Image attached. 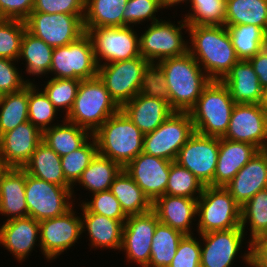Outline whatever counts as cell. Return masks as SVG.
<instances>
[{
	"mask_svg": "<svg viewBox=\"0 0 267 267\" xmlns=\"http://www.w3.org/2000/svg\"><path fill=\"white\" fill-rule=\"evenodd\" d=\"M188 52L211 80L221 81L239 61L225 25H188Z\"/></svg>",
	"mask_w": 267,
	"mask_h": 267,
	"instance_id": "1",
	"label": "cell"
},
{
	"mask_svg": "<svg viewBox=\"0 0 267 267\" xmlns=\"http://www.w3.org/2000/svg\"><path fill=\"white\" fill-rule=\"evenodd\" d=\"M158 63L164 72L171 109L189 112L211 79L189 52L179 57L163 59Z\"/></svg>",
	"mask_w": 267,
	"mask_h": 267,
	"instance_id": "2",
	"label": "cell"
},
{
	"mask_svg": "<svg viewBox=\"0 0 267 267\" xmlns=\"http://www.w3.org/2000/svg\"><path fill=\"white\" fill-rule=\"evenodd\" d=\"M98 154L123 168L143 151L144 134L120 109L93 134Z\"/></svg>",
	"mask_w": 267,
	"mask_h": 267,
	"instance_id": "3",
	"label": "cell"
},
{
	"mask_svg": "<svg viewBox=\"0 0 267 267\" xmlns=\"http://www.w3.org/2000/svg\"><path fill=\"white\" fill-rule=\"evenodd\" d=\"M235 104L228 87L222 81L211 80L189 111L194 130L206 136L223 137Z\"/></svg>",
	"mask_w": 267,
	"mask_h": 267,
	"instance_id": "4",
	"label": "cell"
},
{
	"mask_svg": "<svg viewBox=\"0 0 267 267\" xmlns=\"http://www.w3.org/2000/svg\"><path fill=\"white\" fill-rule=\"evenodd\" d=\"M120 108L103 82L96 76L81 80L73 106L69 113L64 115V119L93 134Z\"/></svg>",
	"mask_w": 267,
	"mask_h": 267,
	"instance_id": "5",
	"label": "cell"
},
{
	"mask_svg": "<svg viewBox=\"0 0 267 267\" xmlns=\"http://www.w3.org/2000/svg\"><path fill=\"white\" fill-rule=\"evenodd\" d=\"M197 233L241 228V206L224 187L204 186L197 199Z\"/></svg>",
	"mask_w": 267,
	"mask_h": 267,
	"instance_id": "6",
	"label": "cell"
},
{
	"mask_svg": "<svg viewBox=\"0 0 267 267\" xmlns=\"http://www.w3.org/2000/svg\"><path fill=\"white\" fill-rule=\"evenodd\" d=\"M72 186H59L26 173L25 196L28 216L38 222L64 215L75 206Z\"/></svg>",
	"mask_w": 267,
	"mask_h": 267,
	"instance_id": "7",
	"label": "cell"
},
{
	"mask_svg": "<svg viewBox=\"0 0 267 267\" xmlns=\"http://www.w3.org/2000/svg\"><path fill=\"white\" fill-rule=\"evenodd\" d=\"M177 24L161 19L147 25L139 36L140 56L148 62L158 63L166 58L185 55L189 44L182 31H188V24L184 19Z\"/></svg>",
	"mask_w": 267,
	"mask_h": 267,
	"instance_id": "8",
	"label": "cell"
},
{
	"mask_svg": "<svg viewBox=\"0 0 267 267\" xmlns=\"http://www.w3.org/2000/svg\"><path fill=\"white\" fill-rule=\"evenodd\" d=\"M93 43L85 32L66 46L55 47L49 74L52 78L85 80L97 76Z\"/></svg>",
	"mask_w": 267,
	"mask_h": 267,
	"instance_id": "9",
	"label": "cell"
},
{
	"mask_svg": "<svg viewBox=\"0 0 267 267\" xmlns=\"http://www.w3.org/2000/svg\"><path fill=\"white\" fill-rule=\"evenodd\" d=\"M195 132L189 112L174 111L156 130L143 137V153L175 161Z\"/></svg>",
	"mask_w": 267,
	"mask_h": 267,
	"instance_id": "10",
	"label": "cell"
},
{
	"mask_svg": "<svg viewBox=\"0 0 267 267\" xmlns=\"http://www.w3.org/2000/svg\"><path fill=\"white\" fill-rule=\"evenodd\" d=\"M84 30L92 40L98 66L140 56V35L134 30V25Z\"/></svg>",
	"mask_w": 267,
	"mask_h": 267,
	"instance_id": "11",
	"label": "cell"
},
{
	"mask_svg": "<svg viewBox=\"0 0 267 267\" xmlns=\"http://www.w3.org/2000/svg\"><path fill=\"white\" fill-rule=\"evenodd\" d=\"M84 15L31 12L25 20L26 30L53 48L66 46L85 33Z\"/></svg>",
	"mask_w": 267,
	"mask_h": 267,
	"instance_id": "12",
	"label": "cell"
},
{
	"mask_svg": "<svg viewBox=\"0 0 267 267\" xmlns=\"http://www.w3.org/2000/svg\"><path fill=\"white\" fill-rule=\"evenodd\" d=\"M201 236V262L200 267H232L243 243H248L247 252L241 255L242 261L250 266V241L244 242L245 233L241 228L212 231ZM202 241V242H201ZM203 243V244H202ZM242 247V248H241Z\"/></svg>",
	"mask_w": 267,
	"mask_h": 267,
	"instance_id": "13",
	"label": "cell"
},
{
	"mask_svg": "<svg viewBox=\"0 0 267 267\" xmlns=\"http://www.w3.org/2000/svg\"><path fill=\"white\" fill-rule=\"evenodd\" d=\"M149 62L142 56L98 66L97 76L121 107L139 92L142 73Z\"/></svg>",
	"mask_w": 267,
	"mask_h": 267,
	"instance_id": "14",
	"label": "cell"
},
{
	"mask_svg": "<svg viewBox=\"0 0 267 267\" xmlns=\"http://www.w3.org/2000/svg\"><path fill=\"white\" fill-rule=\"evenodd\" d=\"M74 206L64 215L39 222L40 249L47 261L56 259L81 239V216Z\"/></svg>",
	"mask_w": 267,
	"mask_h": 267,
	"instance_id": "15",
	"label": "cell"
},
{
	"mask_svg": "<svg viewBox=\"0 0 267 267\" xmlns=\"http://www.w3.org/2000/svg\"><path fill=\"white\" fill-rule=\"evenodd\" d=\"M219 146L220 138L195 131L179 150L175 162L188 169L204 186L212 187Z\"/></svg>",
	"mask_w": 267,
	"mask_h": 267,
	"instance_id": "16",
	"label": "cell"
},
{
	"mask_svg": "<svg viewBox=\"0 0 267 267\" xmlns=\"http://www.w3.org/2000/svg\"><path fill=\"white\" fill-rule=\"evenodd\" d=\"M159 223L156 213L149 212L128 216L123 225L120 251L125 252L127 262L147 267L150 261L152 238Z\"/></svg>",
	"mask_w": 267,
	"mask_h": 267,
	"instance_id": "17",
	"label": "cell"
},
{
	"mask_svg": "<svg viewBox=\"0 0 267 267\" xmlns=\"http://www.w3.org/2000/svg\"><path fill=\"white\" fill-rule=\"evenodd\" d=\"M222 138L249 143L262 150L267 141V109L262 104H235Z\"/></svg>",
	"mask_w": 267,
	"mask_h": 267,
	"instance_id": "18",
	"label": "cell"
},
{
	"mask_svg": "<svg viewBox=\"0 0 267 267\" xmlns=\"http://www.w3.org/2000/svg\"><path fill=\"white\" fill-rule=\"evenodd\" d=\"M171 162L142 152L123 169L153 203L165 195Z\"/></svg>",
	"mask_w": 267,
	"mask_h": 267,
	"instance_id": "19",
	"label": "cell"
},
{
	"mask_svg": "<svg viewBox=\"0 0 267 267\" xmlns=\"http://www.w3.org/2000/svg\"><path fill=\"white\" fill-rule=\"evenodd\" d=\"M43 141V132L29 121L0 136V160L10 168H23Z\"/></svg>",
	"mask_w": 267,
	"mask_h": 267,
	"instance_id": "20",
	"label": "cell"
},
{
	"mask_svg": "<svg viewBox=\"0 0 267 267\" xmlns=\"http://www.w3.org/2000/svg\"><path fill=\"white\" fill-rule=\"evenodd\" d=\"M1 245L13 254L17 262L25 261L35 246L40 248L39 222L30 216L3 221L0 226Z\"/></svg>",
	"mask_w": 267,
	"mask_h": 267,
	"instance_id": "21",
	"label": "cell"
},
{
	"mask_svg": "<svg viewBox=\"0 0 267 267\" xmlns=\"http://www.w3.org/2000/svg\"><path fill=\"white\" fill-rule=\"evenodd\" d=\"M224 188L241 207L259 191L266 189V154L259 150Z\"/></svg>",
	"mask_w": 267,
	"mask_h": 267,
	"instance_id": "22",
	"label": "cell"
},
{
	"mask_svg": "<svg viewBox=\"0 0 267 267\" xmlns=\"http://www.w3.org/2000/svg\"><path fill=\"white\" fill-rule=\"evenodd\" d=\"M152 210L156 213L160 223L192 235V223L197 216V199L180 196L163 195L152 203Z\"/></svg>",
	"mask_w": 267,
	"mask_h": 267,
	"instance_id": "23",
	"label": "cell"
},
{
	"mask_svg": "<svg viewBox=\"0 0 267 267\" xmlns=\"http://www.w3.org/2000/svg\"><path fill=\"white\" fill-rule=\"evenodd\" d=\"M120 109L144 135L156 130L174 112L167 101L141 94Z\"/></svg>",
	"mask_w": 267,
	"mask_h": 267,
	"instance_id": "24",
	"label": "cell"
},
{
	"mask_svg": "<svg viewBox=\"0 0 267 267\" xmlns=\"http://www.w3.org/2000/svg\"><path fill=\"white\" fill-rule=\"evenodd\" d=\"M258 152L259 149L252 144L221 137L212 187L227 185Z\"/></svg>",
	"mask_w": 267,
	"mask_h": 267,
	"instance_id": "25",
	"label": "cell"
},
{
	"mask_svg": "<svg viewBox=\"0 0 267 267\" xmlns=\"http://www.w3.org/2000/svg\"><path fill=\"white\" fill-rule=\"evenodd\" d=\"M236 104H261L263 87L249 60H239L221 80Z\"/></svg>",
	"mask_w": 267,
	"mask_h": 267,
	"instance_id": "26",
	"label": "cell"
},
{
	"mask_svg": "<svg viewBox=\"0 0 267 267\" xmlns=\"http://www.w3.org/2000/svg\"><path fill=\"white\" fill-rule=\"evenodd\" d=\"M81 207L82 233L88 232L90 249H121L123 223L104 215L87 212Z\"/></svg>",
	"mask_w": 267,
	"mask_h": 267,
	"instance_id": "27",
	"label": "cell"
},
{
	"mask_svg": "<svg viewBox=\"0 0 267 267\" xmlns=\"http://www.w3.org/2000/svg\"><path fill=\"white\" fill-rule=\"evenodd\" d=\"M26 172L22 168H10L0 186V214L8 220L28 216L25 196Z\"/></svg>",
	"mask_w": 267,
	"mask_h": 267,
	"instance_id": "28",
	"label": "cell"
},
{
	"mask_svg": "<svg viewBox=\"0 0 267 267\" xmlns=\"http://www.w3.org/2000/svg\"><path fill=\"white\" fill-rule=\"evenodd\" d=\"M61 122L43 131V142L60 157L79 149L92 137L85 128L64 118Z\"/></svg>",
	"mask_w": 267,
	"mask_h": 267,
	"instance_id": "29",
	"label": "cell"
},
{
	"mask_svg": "<svg viewBox=\"0 0 267 267\" xmlns=\"http://www.w3.org/2000/svg\"><path fill=\"white\" fill-rule=\"evenodd\" d=\"M61 157L43 141L22 168L26 173L59 186H71L64 177Z\"/></svg>",
	"mask_w": 267,
	"mask_h": 267,
	"instance_id": "30",
	"label": "cell"
},
{
	"mask_svg": "<svg viewBox=\"0 0 267 267\" xmlns=\"http://www.w3.org/2000/svg\"><path fill=\"white\" fill-rule=\"evenodd\" d=\"M110 191L127 217L152 210V202L124 169L114 179Z\"/></svg>",
	"mask_w": 267,
	"mask_h": 267,
	"instance_id": "31",
	"label": "cell"
},
{
	"mask_svg": "<svg viewBox=\"0 0 267 267\" xmlns=\"http://www.w3.org/2000/svg\"><path fill=\"white\" fill-rule=\"evenodd\" d=\"M53 50L52 46L25 30L18 60H25L27 74L42 77L49 74Z\"/></svg>",
	"mask_w": 267,
	"mask_h": 267,
	"instance_id": "32",
	"label": "cell"
},
{
	"mask_svg": "<svg viewBox=\"0 0 267 267\" xmlns=\"http://www.w3.org/2000/svg\"><path fill=\"white\" fill-rule=\"evenodd\" d=\"M127 0H86L84 28L123 27Z\"/></svg>",
	"mask_w": 267,
	"mask_h": 267,
	"instance_id": "33",
	"label": "cell"
},
{
	"mask_svg": "<svg viewBox=\"0 0 267 267\" xmlns=\"http://www.w3.org/2000/svg\"><path fill=\"white\" fill-rule=\"evenodd\" d=\"M256 25L267 33V0H226L225 25Z\"/></svg>",
	"mask_w": 267,
	"mask_h": 267,
	"instance_id": "34",
	"label": "cell"
},
{
	"mask_svg": "<svg viewBox=\"0 0 267 267\" xmlns=\"http://www.w3.org/2000/svg\"><path fill=\"white\" fill-rule=\"evenodd\" d=\"M122 169L119 163L97 154L77 183L92 194L110 190L111 184Z\"/></svg>",
	"mask_w": 267,
	"mask_h": 267,
	"instance_id": "35",
	"label": "cell"
},
{
	"mask_svg": "<svg viewBox=\"0 0 267 267\" xmlns=\"http://www.w3.org/2000/svg\"><path fill=\"white\" fill-rule=\"evenodd\" d=\"M239 60H250L267 46V33L250 24L225 25Z\"/></svg>",
	"mask_w": 267,
	"mask_h": 267,
	"instance_id": "36",
	"label": "cell"
},
{
	"mask_svg": "<svg viewBox=\"0 0 267 267\" xmlns=\"http://www.w3.org/2000/svg\"><path fill=\"white\" fill-rule=\"evenodd\" d=\"M29 84L22 90L3 94L0 102V136L28 121Z\"/></svg>",
	"mask_w": 267,
	"mask_h": 267,
	"instance_id": "37",
	"label": "cell"
},
{
	"mask_svg": "<svg viewBox=\"0 0 267 267\" xmlns=\"http://www.w3.org/2000/svg\"><path fill=\"white\" fill-rule=\"evenodd\" d=\"M183 236L182 232L159 222L152 238L150 261L147 267H168Z\"/></svg>",
	"mask_w": 267,
	"mask_h": 267,
	"instance_id": "38",
	"label": "cell"
},
{
	"mask_svg": "<svg viewBox=\"0 0 267 267\" xmlns=\"http://www.w3.org/2000/svg\"><path fill=\"white\" fill-rule=\"evenodd\" d=\"M247 225L250 226L249 241L267 234V188L259 191L241 207V229L245 234L248 232L245 230L248 229Z\"/></svg>",
	"mask_w": 267,
	"mask_h": 267,
	"instance_id": "39",
	"label": "cell"
},
{
	"mask_svg": "<svg viewBox=\"0 0 267 267\" xmlns=\"http://www.w3.org/2000/svg\"><path fill=\"white\" fill-rule=\"evenodd\" d=\"M36 86L38 87L35 82L29 84L28 121L43 132L59 124V122L53 124L58 116V110L50 102L42 87L39 89Z\"/></svg>",
	"mask_w": 267,
	"mask_h": 267,
	"instance_id": "40",
	"label": "cell"
},
{
	"mask_svg": "<svg viewBox=\"0 0 267 267\" xmlns=\"http://www.w3.org/2000/svg\"><path fill=\"white\" fill-rule=\"evenodd\" d=\"M226 0H191L190 10L184 15L188 25H225Z\"/></svg>",
	"mask_w": 267,
	"mask_h": 267,
	"instance_id": "41",
	"label": "cell"
},
{
	"mask_svg": "<svg viewBox=\"0 0 267 267\" xmlns=\"http://www.w3.org/2000/svg\"><path fill=\"white\" fill-rule=\"evenodd\" d=\"M204 185L188 169L172 161L165 194L198 199Z\"/></svg>",
	"mask_w": 267,
	"mask_h": 267,
	"instance_id": "42",
	"label": "cell"
},
{
	"mask_svg": "<svg viewBox=\"0 0 267 267\" xmlns=\"http://www.w3.org/2000/svg\"><path fill=\"white\" fill-rule=\"evenodd\" d=\"M97 154V144L92 136L82 147L61 157V167L65 180L72 187L75 188L83 171L90 165Z\"/></svg>",
	"mask_w": 267,
	"mask_h": 267,
	"instance_id": "43",
	"label": "cell"
},
{
	"mask_svg": "<svg viewBox=\"0 0 267 267\" xmlns=\"http://www.w3.org/2000/svg\"><path fill=\"white\" fill-rule=\"evenodd\" d=\"M50 78L47 82L45 81L46 85L42 90L53 106L59 112L60 110L66 112L64 114L67 115L73 106L81 80L52 78L51 76Z\"/></svg>",
	"mask_w": 267,
	"mask_h": 267,
	"instance_id": "44",
	"label": "cell"
},
{
	"mask_svg": "<svg viewBox=\"0 0 267 267\" xmlns=\"http://www.w3.org/2000/svg\"><path fill=\"white\" fill-rule=\"evenodd\" d=\"M25 30V21L0 20V58L18 61L21 40Z\"/></svg>",
	"mask_w": 267,
	"mask_h": 267,
	"instance_id": "45",
	"label": "cell"
},
{
	"mask_svg": "<svg viewBox=\"0 0 267 267\" xmlns=\"http://www.w3.org/2000/svg\"><path fill=\"white\" fill-rule=\"evenodd\" d=\"M163 9L161 0H127L123 12V27L141 24L147 20L159 21L156 13ZM138 23V24H137Z\"/></svg>",
	"mask_w": 267,
	"mask_h": 267,
	"instance_id": "46",
	"label": "cell"
},
{
	"mask_svg": "<svg viewBox=\"0 0 267 267\" xmlns=\"http://www.w3.org/2000/svg\"><path fill=\"white\" fill-rule=\"evenodd\" d=\"M90 201L81 200L79 205L87 212L104 215L106 217L120 220L123 224L127 216L123 212L118 199L111 193L110 190L94 193L91 195Z\"/></svg>",
	"mask_w": 267,
	"mask_h": 267,
	"instance_id": "47",
	"label": "cell"
},
{
	"mask_svg": "<svg viewBox=\"0 0 267 267\" xmlns=\"http://www.w3.org/2000/svg\"><path fill=\"white\" fill-rule=\"evenodd\" d=\"M138 94L155 97L169 103V92L165 83L164 72L159 63L149 62L143 70Z\"/></svg>",
	"mask_w": 267,
	"mask_h": 267,
	"instance_id": "48",
	"label": "cell"
},
{
	"mask_svg": "<svg viewBox=\"0 0 267 267\" xmlns=\"http://www.w3.org/2000/svg\"><path fill=\"white\" fill-rule=\"evenodd\" d=\"M193 235L182 237L168 267H200L201 243L200 239H196Z\"/></svg>",
	"mask_w": 267,
	"mask_h": 267,
	"instance_id": "49",
	"label": "cell"
},
{
	"mask_svg": "<svg viewBox=\"0 0 267 267\" xmlns=\"http://www.w3.org/2000/svg\"><path fill=\"white\" fill-rule=\"evenodd\" d=\"M14 62L18 64L19 61L0 58V93L2 95L20 91L28 84H33L30 79L23 78L22 72H19Z\"/></svg>",
	"mask_w": 267,
	"mask_h": 267,
	"instance_id": "50",
	"label": "cell"
},
{
	"mask_svg": "<svg viewBox=\"0 0 267 267\" xmlns=\"http://www.w3.org/2000/svg\"><path fill=\"white\" fill-rule=\"evenodd\" d=\"M86 0H35L32 12L85 14Z\"/></svg>",
	"mask_w": 267,
	"mask_h": 267,
	"instance_id": "51",
	"label": "cell"
},
{
	"mask_svg": "<svg viewBox=\"0 0 267 267\" xmlns=\"http://www.w3.org/2000/svg\"><path fill=\"white\" fill-rule=\"evenodd\" d=\"M35 0H0V19L25 21Z\"/></svg>",
	"mask_w": 267,
	"mask_h": 267,
	"instance_id": "52",
	"label": "cell"
},
{
	"mask_svg": "<svg viewBox=\"0 0 267 267\" xmlns=\"http://www.w3.org/2000/svg\"><path fill=\"white\" fill-rule=\"evenodd\" d=\"M250 242V267H267V234Z\"/></svg>",
	"mask_w": 267,
	"mask_h": 267,
	"instance_id": "53",
	"label": "cell"
},
{
	"mask_svg": "<svg viewBox=\"0 0 267 267\" xmlns=\"http://www.w3.org/2000/svg\"><path fill=\"white\" fill-rule=\"evenodd\" d=\"M255 73L258 76L261 86H267V46L263 47L254 57L250 60Z\"/></svg>",
	"mask_w": 267,
	"mask_h": 267,
	"instance_id": "54",
	"label": "cell"
},
{
	"mask_svg": "<svg viewBox=\"0 0 267 267\" xmlns=\"http://www.w3.org/2000/svg\"><path fill=\"white\" fill-rule=\"evenodd\" d=\"M189 1V2H188ZM191 0H161L163 8L170 9V7L178 6L179 4L186 3L189 4Z\"/></svg>",
	"mask_w": 267,
	"mask_h": 267,
	"instance_id": "55",
	"label": "cell"
},
{
	"mask_svg": "<svg viewBox=\"0 0 267 267\" xmlns=\"http://www.w3.org/2000/svg\"><path fill=\"white\" fill-rule=\"evenodd\" d=\"M9 169L10 167L0 160V186H1V181H2L3 176L6 174V172Z\"/></svg>",
	"mask_w": 267,
	"mask_h": 267,
	"instance_id": "56",
	"label": "cell"
},
{
	"mask_svg": "<svg viewBox=\"0 0 267 267\" xmlns=\"http://www.w3.org/2000/svg\"><path fill=\"white\" fill-rule=\"evenodd\" d=\"M261 104L267 109V86L263 89V99Z\"/></svg>",
	"mask_w": 267,
	"mask_h": 267,
	"instance_id": "57",
	"label": "cell"
},
{
	"mask_svg": "<svg viewBox=\"0 0 267 267\" xmlns=\"http://www.w3.org/2000/svg\"><path fill=\"white\" fill-rule=\"evenodd\" d=\"M262 151H263V152L266 154V156H267V141H266V143H265V145H264Z\"/></svg>",
	"mask_w": 267,
	"mask_h": 267,
	"instance_id": "58",
	"label": "cell"
}]
</instances>
